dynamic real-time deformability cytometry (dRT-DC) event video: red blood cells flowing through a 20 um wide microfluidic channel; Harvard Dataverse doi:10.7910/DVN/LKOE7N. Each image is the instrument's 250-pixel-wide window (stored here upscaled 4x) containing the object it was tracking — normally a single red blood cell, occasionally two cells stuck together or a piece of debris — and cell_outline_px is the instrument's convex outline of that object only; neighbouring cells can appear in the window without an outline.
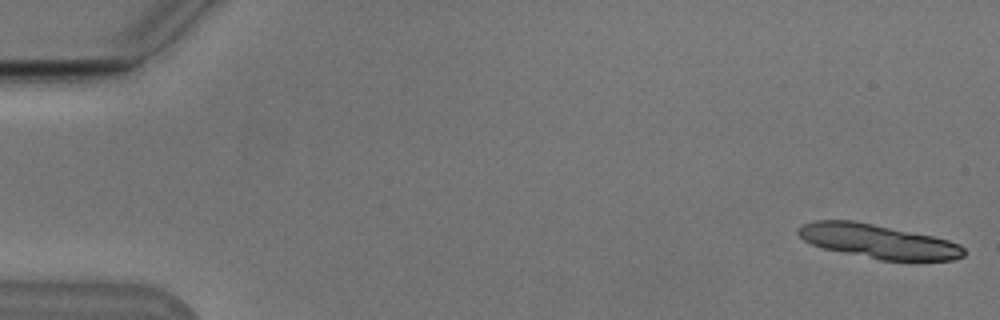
{"species": "Egyptian fruit bat (a non-hibernating species)", "species_latin": "Rousettus aegyptiacus", "temperature_condition": "cold", "stored_images_in_passage": 14, "camera_frame_rate_fps": 3000, "um_per_image_px": 0.085, "animal": {"sex": "male"}, "frame": {"image": 1, "passage_image": 1, "time_ms": 0.0, "image_size_px": [1000, 320], "cell_outline_px": [[964, 256], [952, 260], [880, 260], [824, 248], [812, 244], [804, 240], [796, 232], [796, 228], [800, 224], [812, 220], [852, 220], [932, 236], [948, 240], [960, 244], [964, 248]], "centroid_in_image_um": [74.59, 20.5], "position_along_channel_um": 10.4, "area_um2": 32.6}}